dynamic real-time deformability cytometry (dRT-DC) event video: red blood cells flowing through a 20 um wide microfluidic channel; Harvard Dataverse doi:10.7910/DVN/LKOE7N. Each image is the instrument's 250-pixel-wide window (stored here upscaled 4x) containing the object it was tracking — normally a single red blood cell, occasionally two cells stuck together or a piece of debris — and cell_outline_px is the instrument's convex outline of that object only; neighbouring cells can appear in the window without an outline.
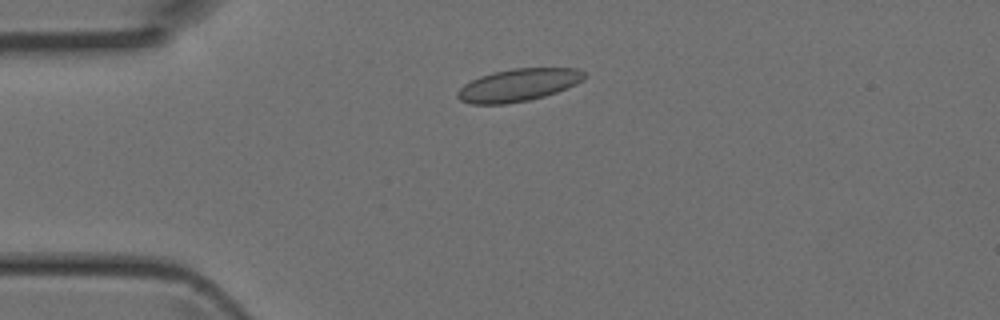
{"species": "Egyptian fruit bat (a non-hibernating species)", "species_latin": "Rousettus aegyptiacus", "temperature_condition": "room temperature", "stored_images_in_passage": 3, "camera_frame_rate_fps": 3000, "um_per_image_px": 0.085, "animal": {"sex": "female"}, "frame": {"image": 1, "passage_image": 2, "time_ms": 0.333, "image_size_px": [1000, 320], "cell_outline_px": [[588, 76], [584, 80], [568, 88], [544, 96], [528, 100], [504, 104], [472, 104], [460, 100], [456, 96], [456, 92], [464, 84], [480, 76], [492, 72], [512, 68], [576, 68], [584, 72]], "centroid_in_image_um": [44.07, 7.22], "position_along_channel_um": 40.9, "area_um2": 24.16}}
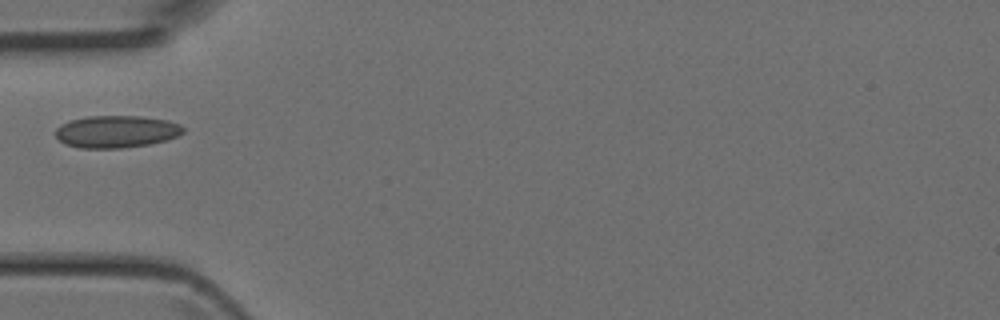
{"frame": {"image": 2, "passage_image": 3, "time_ms": 0.667, "image_size_px": [1000, 320], "cell_outline_px": [[184, 132], [176, 136], [164, 140], [148, 144], [120, 148], [80, 148], [64, 144], [56, 136], [56, 128], [60, 124], [72, 120], [88, 116], [140, 116], [168, 120], [180, 124], [184, 128]], "centroid_in_image_um": [9.87, 11.18], "position_along_channel_um": 75.1, "area_um2": 23.87}}